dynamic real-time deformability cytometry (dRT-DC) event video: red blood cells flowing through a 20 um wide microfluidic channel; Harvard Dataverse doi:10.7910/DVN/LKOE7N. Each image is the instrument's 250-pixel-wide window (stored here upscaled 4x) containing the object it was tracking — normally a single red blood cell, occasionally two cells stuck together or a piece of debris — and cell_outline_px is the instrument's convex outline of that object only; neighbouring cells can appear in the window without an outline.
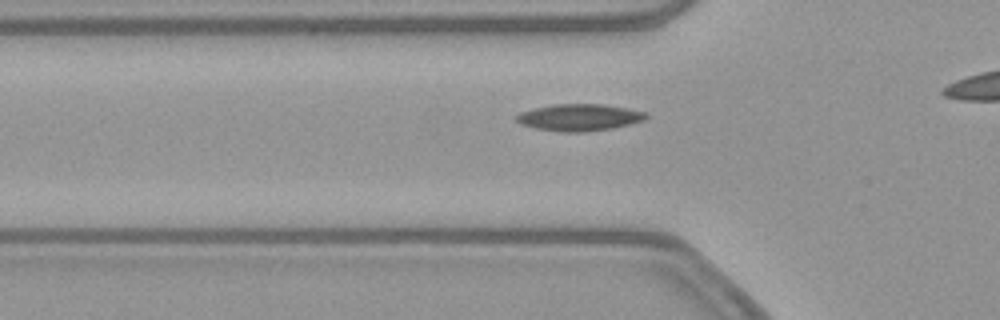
{"species": "common noctule bat (a hibernating species)", "species_latin": "Nyctalus noctula", "temperature_condition": "warm", "stored_images_in_passage": 35, "camera_frame_rate_fps": 3000, "um_per_image_px": 0.085, "animal": {"sex": "female", "body_mass_g": 21.9}, "frame": {"image": 1, "passage_image": 10, "time_ms": 3.0, "image_size_px": [1000, 320], "cell_outline_px": [[648, 116], [644, 120], [612, 128], [584, 132], [564, 132], [536, 128], [520, 124], [516, 120], [516, 116], [520, 112], [532, 108], [556, 104], [604, 104], [648, 112]], "centroid_in_image_um": [49.24, 9.97], "position_along_channel_um": 76.6, "area_um2": 20.23}}
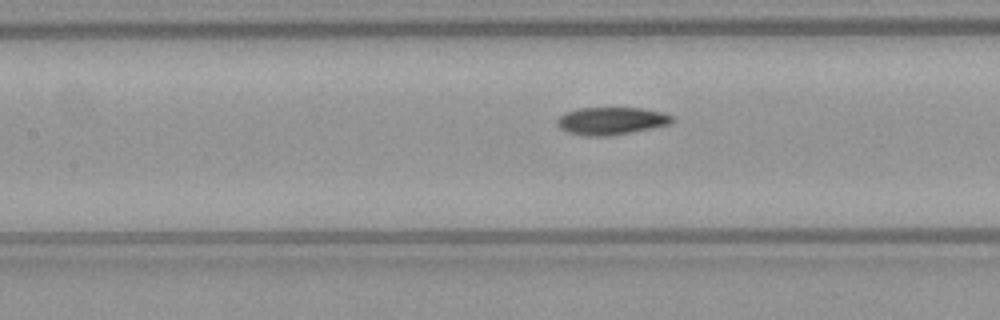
{"frame": {"image": 2, "passage_image": 16, "time_ms": 5.0, "image_size_px": [1000, 320], "cell_outline_px": [[676, 120], [668, 124], [608, 136], [584, 136], [568, 132], [560, 128], [556, 124], [556, 120], [564, 112], [580, 108], [640, 108], [660, 112], [672, 116]], "centroid_in_image_um": [51.89, 10.27], "position_along_channel_um": 155.5, "area_um2": 18.21}}
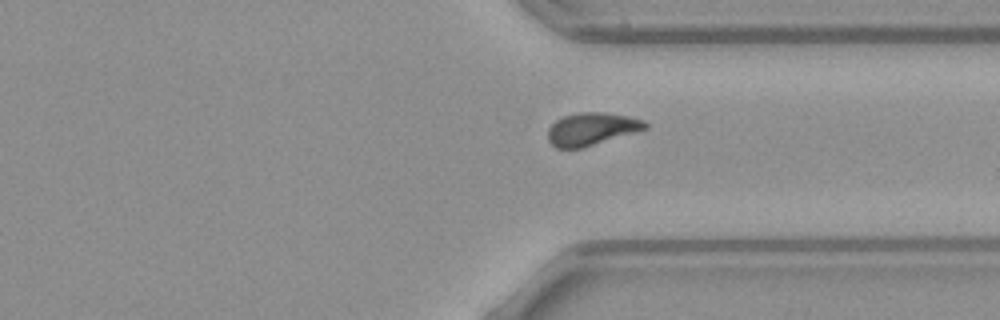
{"frame": {"image": 3, "passage_image": 32, "time_ms": 10.333, "image_size_px": [1000, 320], "cell_outline_px": [[648, 128], [636, 132], [580, 148], [556, 148], [548, 140], [548, 128], [556, 120], [564, 116], [580, 112], [604, 112], [628, 116], [644, 120], [648, 124]], "centroid_in_image_um": [50.29, 10.95], "position_along_channel_um": 361.1, "area_um2": 18.38}}